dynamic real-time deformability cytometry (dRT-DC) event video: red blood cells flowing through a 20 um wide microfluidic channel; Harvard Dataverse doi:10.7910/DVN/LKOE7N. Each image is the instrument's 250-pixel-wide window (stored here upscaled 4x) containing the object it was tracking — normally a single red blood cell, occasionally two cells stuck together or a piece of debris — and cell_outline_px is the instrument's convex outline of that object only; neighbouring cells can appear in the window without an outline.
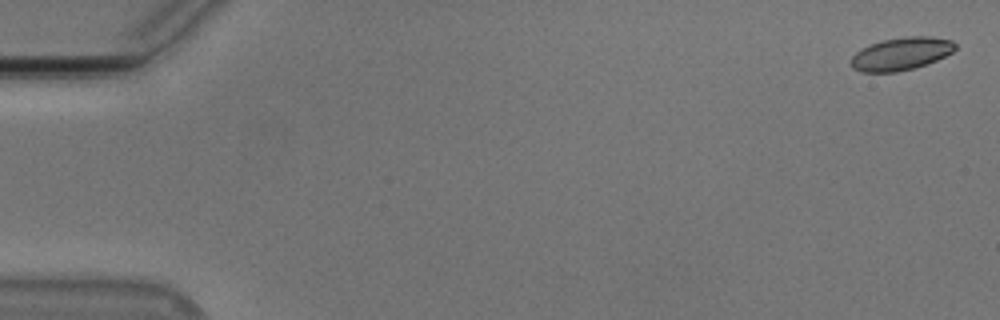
{"species": "Egyptian fruit bat (a non-hibernating species)", "species_latin": "Rousettus aegyptiacus", "temperature_condition": "cold", "stored_images_in_passage": 56, "camera_frame_rate_fps": 3000, "um_per_image_px": 0.085, "animal": {"sex": "male"}, "frame": {"image": 1, "passage_image": 2, "time_ms": 0.333, "image_size_px": [1000, 320], "cell_outline_px": [[956, 48], [952, 52], [936, 60], [912, 68], [896, 72], [860, 72], [852, 68], [852, 56], [856, 52], [872, 44], [884, 40], [904, 36], [928, 36], [952, 40], [956, 44]], "centroid_in_image_um": [76.6, 4.57], "position_along_channel_um": 8.4, "area_um2": 19.59}}
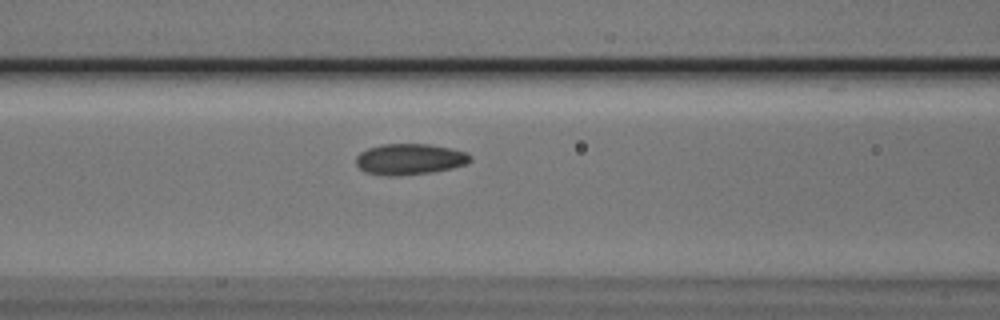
{"frame": {"image": 2, "passage_image": 24, "time_ms": 7.667, "image_size_px": [1000, 320], "cell_outline_px": [[472, 160], [464, 164], [452, 168], [432, 172], [396, 176], [388, 176], [364, 172], [356, 164], [356, 156], [360, 152], [368, 148], [384, 144], [428, 144], [452, 148], [468, 152], [472, 156]], "centroid_in_image_um": [34.83, 13.53], "position_along_channel_um": 131.8, "area_um2": 20.75}}
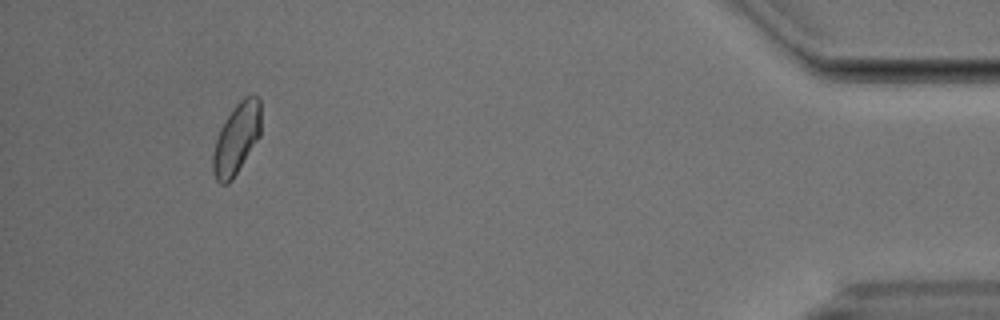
{"frame": {"image": 3, "passage_image": 52, "time_ms": 17.0, "image_size_px": [1000, 320], "cell_outline_px": [[260, 136], [232, 180], [228, 184], [220, 184], [216, 180], [212, 168], [212, 156], [216, 140], [220, 128], [232, 108], [244, 96], [256, 96], [260, 100]], "centroid_in_image_um": [20.09, 11.8], "position_along_channel_um": 415.1, "area_um2": 19.77}, "authors_computed_cell_mechanics": {"area_um2": 19.9699, "velocity_mm_per_s": 3.7481, "shape_relaxation_time_tau1_ms": 4.6553, "shape_relaxation_time_tau2_ms": 3.7171, "deformation_change_tau1": 0.0873, "deformation_change_tau2": 0.0696}}